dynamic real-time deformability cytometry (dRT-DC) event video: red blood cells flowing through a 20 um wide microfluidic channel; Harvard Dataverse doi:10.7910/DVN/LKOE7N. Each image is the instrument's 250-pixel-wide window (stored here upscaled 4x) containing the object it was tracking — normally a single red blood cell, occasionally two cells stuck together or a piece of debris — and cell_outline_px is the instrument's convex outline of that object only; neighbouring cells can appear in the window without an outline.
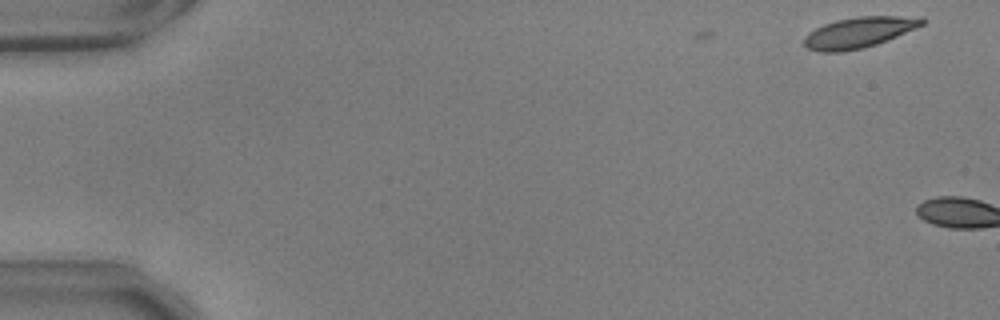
{"species": "common noctule bat (a hibernating species)", "species_latin": "Nyctalus noctula", "temperature_condition": "warm", "stored_images_in_passage": 3, "camera_frame_rate_fps": 3000, "um_per_image_px": 0.085, "animal": {"sex": "male", "body_mass_g": 17.9, "forearm_length_mm": 54.2}, "frame": {"image": 1, "passage_image": 3, "time_ms": 0.667, "image_size_px": [1000, 320], "cell_outline_px": [[924, 24], [896, 36], [876, 44], [864, 48], [840, 52], [820, 52], [808, 48], [804, 44], [804, 36], [808, 32], [824, 24], [836, 20], [856, 16], [896, 16], [924, 20]], "centroid_in_image_um": [72.9, 2.77], "position_along_channel_um": 12.1, "area_um2": 20.69}}